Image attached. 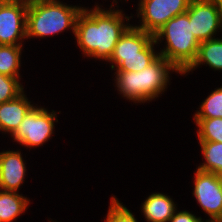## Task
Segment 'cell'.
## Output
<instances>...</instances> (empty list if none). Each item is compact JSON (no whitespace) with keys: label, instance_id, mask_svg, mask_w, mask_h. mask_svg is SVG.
<instances>
[{"label":"cell","instance_id":"cell-25","mask_svg":"<svg viewBox=\"0 0 222 222\" xmlns=\"http://www.w3.org/2000/svg\"><path fill=\"white\" fill-rule=\"evenodd\" d=\"M203 222H222V221H210V220H205V221H203Z\"/></svg>","mask_w":222,"mask_h":222},{"label":"cell","instance_id":"cell-8","mask_svg":"<svg viewBox=\"0 0 222 222\" xmlns=\"http://www.w3.org/2000/svg\"><path fill=\"white\" fill-rule=\"evenodd\" d=\"M193 195L210 221H222V175L196 168Z\"/></svg>","mask_w":222,"mask_h":222},{"label":"cell","instance_id":"cell-17","mask_svg":"<svg viewBox=\"0 0 222 222\" xmlns=\"http://www.w3.org/2000/svg\"><path fill=\"white\" fill-rule=\"evenodd\" d=\"M199 144L205 162L197 169L222 175V142L199 141Z\"/></svg>","mask_w":222,"mask_h":222},{"label":"cell","instance_id":"cell-11","mask_svg":"<svg viewBox=\"0 0 222 222\" xmlns=\"http://www.w3.org/2000/svg\"><path fill=\"white\" fill-rule=\"evenodd\" d=\"M153 39V35L131 25L115 45L113 54L107 62L114 70L122 57L141 56V50Z\"/></svg>","mask_w":222,"mask_h":222},{"label":"cell","instance_id":"cell-23","mask_svg":"<svg viewBox=\"0 0 222 222\" xmlns=\"http://www.w3.org/2000/svg\"><path fill=\"white\" fill-rule=\"evenodd\" d=\"M202 217H197L195 214L190 213L187 210H176L174 215L168 222H203Z\"/></svg>","mask_w":222,"mask_h":222},{"label":"cell","instance_id":"cell-10","mask_svg":"<svg viewBox=\"0 0 222 222\" xmlns=\"http://www.w3.org/2000/svg\"><path fill=\"white\" fill-rule=\"evenodd\" d=\"M25 165L21 151L0 152V189L19 192L18 189L25 181Z\"/></svg>","mask_w":222,"mask_h":222},{"label":"cell","instance_id":"cell-20","mask_svg":"<svg viewBox=\"0 0 222 222\" xmlns=\"http://www.w3.org/2000/svg\"><path fill=\"white\" fill-rule=\"evenodd\" d=\"M199 141L222 142V118L194 119Z\"/></svg>","mask_w":222,"mask_h":222},{"label":"cell","instance_id":"cell-16","mask_svg":"<svg viewBox=\"0 0 222 222\" xmlns=\"http://www.w3.org/2000/svg\"><path fill=\"white\" fill-rule=\"evenodd\" d=\"M154 38L141 50V56L122 57V62L114 71L136 72L148 67L158 56L159 51L155 52Z\"/></svg>","mask_w":222,"mask_h":222},{"label":"cell","instance_id":"cell-12","mask_svg":"<svg viewBox=\"0 0 222 222\" xmlns=\"http://www.w3.org/2000/svg\"><path fill=\"white\" fill-rule=\"evenodd\" d=\"M33 107L24 92L17 98L0 104V131L12 135Z\"/></svg>","mask_w":222,"mask_h":222},{"label":"cell","instance_id":"cell-21","mask_svg":"<svg viewBox=\"0 0 222 222\" xmlns=\"http://www.w3.org/2000/svg\"><path fill=\"white\" fill-rule=\"evenodd\" d=\"M20 77H9L0 74V104L17 98L24 92Z\"/></svg>","mask_w":222,"mask_h":222},{"label":"cell","instance_id":"cell-9","mask_svg":"<svg viewBox=\"0 0 222 222\" xmlns=\"http://www.w3.org/2000/svg\"><path fill=\"white\" fill-rule=\"evenodd\" d=\"M193 35L199 42L215 39L222 29V11L209 0H191L187 9Z\"/></svg>","mask_w":222,"mask_h":222},{"label":"cell","instance_id":"cell-22","mask_svg":"<svg viewBox=\"0 0 222 222\" xmlns=\"http://www.w3.org/2000/svg\"><path fill=\"white\" fill-rule=\"evenodd\" d=\"M110 200L111 202L107 216L105 217V222H138L133 213H131L118 198L112 196Z\"/></svg>","mask_w":222,"mask_h":222},{"label":"cell","instance_id":"cell-13","mask_svg":"<svg viewBox=\"0 0 222 222\" xmlns=\"http://www.w3.org/2000/svg\"><path fill=\"white\" fill-rule=\"evenodd\" d=\"M177 204L167 194L154 192L142 203L141 211L147 222H168Z\"/></svg>","mask_w":222,"mask_h":222},{"label":"cell","instance_id":"cell-2","mask_svg":"<svg viewBox=\"0 0 222 222\" xmlns=\"http://www.w3.org/2000/svg\"><path fill=\"white\" fill-rule=\"evenodd\" d=\"M182 73L163 56L159 55L141 71H116L115 87L119 94L134 103H145L157 99L167 88L170 72Z\"/></svg>","mask_w":222,"mask_h":222},{"label":"cell","instance_id":"cell-6","mask_svg":"<svg viewBox=\"0 0 222 222\" xmlns=\"http://www.w3.org/2000/svg\"><path fill=\"white\" fill-rule=\"evenodd\" d=\"M191 0H140L138 13L140 25H134L154 35L171 18L185 13Z\"/></svg>","mask_w":222,"mask_h":222},{"label":"cell","instance_id":"cell-1","mask_svg":"<svg viewBox=\"0 0 222 222\" xmlns=\"http://www.w3.org/2000/svg\"><path fill=\"white\" fill-rule=\"evenodd\" d=\"M114 2L118 3L113 0L109 10L96 5L93 9L84 7L79 14L74 36L84 57L107 62L120 37L132 25L127 23L131 18L124 17L122 10L113 9Z\"/></svg>","mask_w":222,"mask_h":222},{"label":"cell","instance_id":"cell-4","mask_svg":"<svg viewBox=\"0 0 222 222\" xmlns=\"http://www.w3.org/2000/svg\"><path fill=\"white\" fill-rule=\"evenodd\" d=\"M191 31V21L186 11L171 18L153 35L158 44L166 40V45L160 50L159 55L172 63L182 74L195 61L200 46V42Z\"/></svg>","mask_w":222,"mask_h":222},{"label":"cell","instance_id":"cell-5","mask_svg":"<svg viewBox=\"0 0 222 222\" xmlns=\"http://www.w3.org/2000/svg\"><path fill=\"white\" fill-rule=\"evenodd\" d=\"M57 112H49L43 107L34 106L23 118L16 131L11 135L13 140L27 148H37L48 142L54 134V123L58 122Z\"/></svg>","mask_w":222,"mask_h":222},{"label":"cell","instance_id":"cell-18","mask_svg":"<svg viewBox=\"0 0 222 222\" xmlns=\"http://www.w3.org/2000/svg\"><path fill=\"white\" fill-rule=\"evenodd\" d=\"M23 46L0 45V74L9 77H21V51Z\"/></svg>","mask_w":222,"mask_h":222},{"label":"cell","instance_id":"cell-15","mask_svg":"<svg viewBox=\"0 0 222 222\" xmlns=\"http://www.w3.org/2000/svg\"><path fill=\"white\" fill-rule=\"evenodd\" d=\"M30 199L14 191L0 189V222H13L26 211Z\"/></svg>","mask_w":222,"mask_h":222},{"label":"cell","instance_id":"cell-3","mask_svg":"<svg viewBox=\"0 0 222 222\" xmlns=\"http://www.w3.org/2000/svg\"><path fill=\"white\" fill-rule=\"evenodd\" d=\"M84 7L67 5L60 0L28 2L26 38L48 37L70 29L75 34L76 22Z\"/></svg>","mask_w":222,"mask_h":222},{"label":"cell","instance_id":"cell-14","mask_svg":"<svg viewBox=\"0 0 222 222\" xmlns=\"http://www.w3.org/2000/svg\"><path fill=\"white\" fill-rule=\"evenodd\" d=\"M206 64L214 71L222 70V39L215 38L200 42L195 61L192 65L182 74L190 73L200 65Z\"/></svg>","mask_w":222,"mask_h":222},{"label":"cell","instance_id":"cell-7","mask_svg":"<svg viewBox=\"0 0 222 222\" xmlns=\"http://www.w3.org/2000/svg\"><path fill=\"white\" fill-rule=\"evenodd\" d=\"M27 8V1L0 0V45H23Z\"/></svg>","mask_w":222,"mask_h":222},{"label":"cell","instance_id":"cell-19","mask_svg":"<svg viewBox=\"0 0 222 222\" xmlns=\"http://www.w3.org/2000/svg\"><path fill=\"white\" fill-rule=\"evenodd\" d=\"M199 109L195 112L194 119L222 118V86L212 91Z\"/></svg>","mask_w":222,"mask_h":222},{"label":"cell","instance_id":"cell-24","mask_svg":"<svg viewBox=\"0 0 222 222\" xmlns=\"http://www.w3.org/2000/svg\"><path fill=\"white\" fill-rule=\"evenodd\" d=\"M213 2L222 11V0H209Z\"/></svg>","mask_w":222,"mask_h":222}]
</instances>
